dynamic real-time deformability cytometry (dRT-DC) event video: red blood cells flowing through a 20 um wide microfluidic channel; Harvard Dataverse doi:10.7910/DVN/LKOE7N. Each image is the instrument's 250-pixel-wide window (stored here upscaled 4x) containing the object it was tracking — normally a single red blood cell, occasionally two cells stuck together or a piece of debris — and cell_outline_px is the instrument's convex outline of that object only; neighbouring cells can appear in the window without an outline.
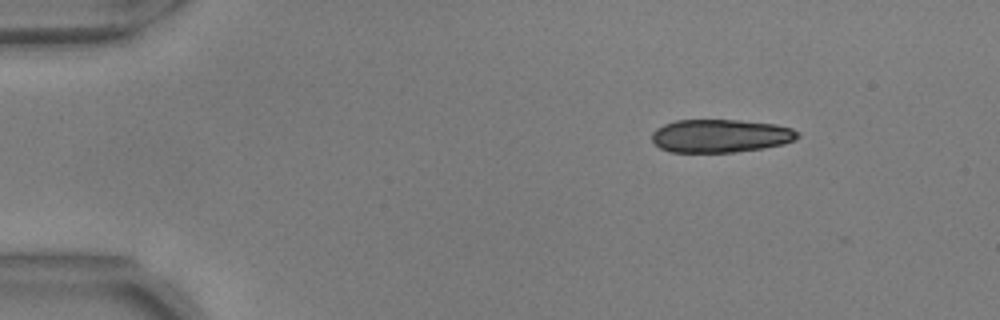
{"species": "common noctule bat (a hibernating species)", "species_latin": "Nyctalus noctula", "temperature_condition": "warm", "stored_images_in_passage": 48, "segment_of_instrument_passage": [1, 2], "camera_frame_rate_fps": 3000, "um_per_image_px": 0.085, "animal": {"sex": "male", "body_mass_g": 17.9, "forearm_length_mm": 54.2}, "frame": {"image": 1, "passage_image": 1, "time_ms": 0.0, "image_size_px": [1000, 320], "cell_outline_px": [[800, 136], [796, 140], [784, 144], [764, 148], [736, 152], [668, 152], [660, 148], [652, 140], [652, 132], [656, 128], [664, 124], [676, 120], [740, 120], [776, 124], [792, 128], [800, 132]], "centroid_in_image_um": [61.27, 11.55], "position_along_channel_um": 23.7, "area_um2": 28.5}}